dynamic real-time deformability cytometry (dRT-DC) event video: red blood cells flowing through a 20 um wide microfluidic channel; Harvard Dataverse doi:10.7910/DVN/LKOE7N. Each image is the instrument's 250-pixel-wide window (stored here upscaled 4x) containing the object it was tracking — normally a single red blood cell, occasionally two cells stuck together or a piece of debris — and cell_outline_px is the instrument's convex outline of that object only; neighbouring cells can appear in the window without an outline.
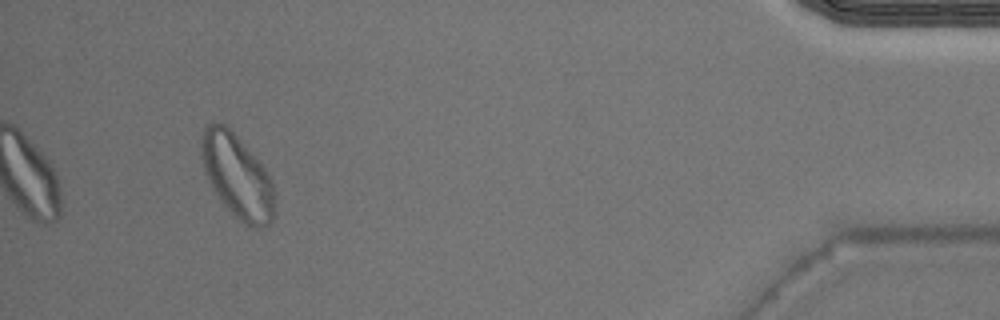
{"species": "Egyptian fruit bat (a non-hibernating species)", "species_latin": "Rousettus aegyptiacus", "temperature_condition": "warm", "stored_images_in_passage": 35, "camera_frame_rate_fps": 3000, "um_per_image_px": 0.085, "animal": {"sex": "male"}, "frame": {"image": 1, "passage_image": 35, "time_ms": 11.333, "image_size_px": [1000, 320], "cell_outline_px": [[276, 196], [272, 220], [268, 224], [260, 228], [256, 228], [240, 220], [220, 200], [212, 188], [204, 172], [200, 156], [200, 136], [204, 124], [224, 124], [256, 156], [264, 168], [272, 184]], "centroid_in_image_um": [20.13, 14.95], "position_along_channel_um": 415.1, "area_um2": 35.6}}